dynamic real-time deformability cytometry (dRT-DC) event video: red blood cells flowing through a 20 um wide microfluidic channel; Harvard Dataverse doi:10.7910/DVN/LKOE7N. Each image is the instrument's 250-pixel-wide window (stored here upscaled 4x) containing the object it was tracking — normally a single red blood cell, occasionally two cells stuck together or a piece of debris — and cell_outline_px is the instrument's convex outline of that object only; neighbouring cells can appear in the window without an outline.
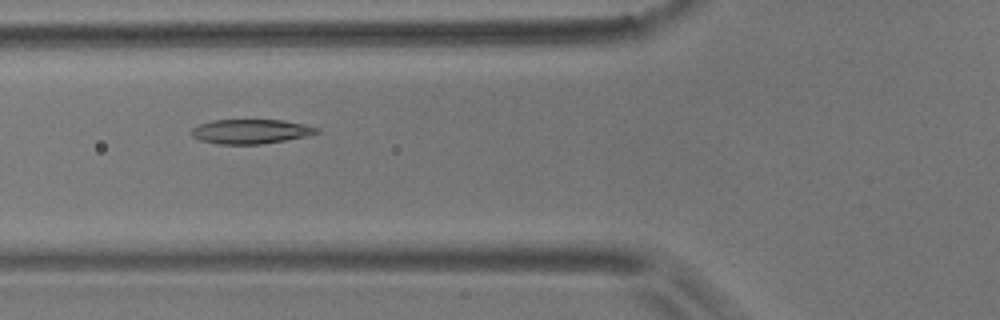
{"species": "common noctule bat (a hibernating species)", "species_latin": "Nyctalus noctula", "temperature_condition": "room temperature", "stored_images_in_passage": 5, "camera_frame_rate_fps": 3000, "um_per_image_px": 0.085, "animal": {"sex": "male", "body_mass_g": 17.9}, "frame": {"image": 1, "passage_image": 5, "time_ms": 1.333, "image_size_px": [1000, 320], "cell_outline_px": [[320, 132], [308, 136], [260, 144], [216, 144], [200, 140], [192, 136], [188, 132], [192, 128], [200, 124], [212, 120], [284, 120], [304, 124], [320, 128]], "centroid_in_image_um": [21.3, 11.17], "position_along_channel_um": 104.5, "area_um2": 17.98}}